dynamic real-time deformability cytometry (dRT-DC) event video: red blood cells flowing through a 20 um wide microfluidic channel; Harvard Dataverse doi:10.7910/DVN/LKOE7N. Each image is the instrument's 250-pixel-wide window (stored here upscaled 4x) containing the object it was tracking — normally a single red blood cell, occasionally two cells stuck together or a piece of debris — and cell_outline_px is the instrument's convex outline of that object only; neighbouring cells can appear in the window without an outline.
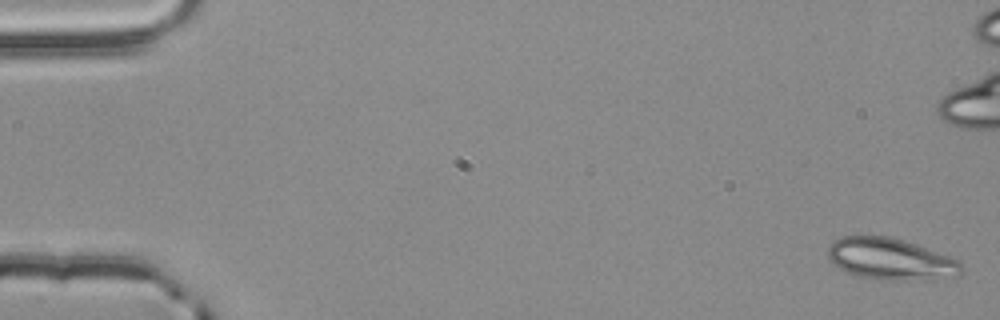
{"species": "common noctule bat (a hibernating species)", "species_latin": "Nyctalus noctula", "temperature_condition": "room temperature", "stored_images_in_passage": 55, "camera_frame_rate_fps": 3000, "um_per_image_px": 0.085, "animal": {"sex": "male", "body_mass_g": 20.4}, "frame": {"image": 1, "passage_image": 1, "time_ms": 0.0, "image_size_px": [1000, 320], "cell_outline_px": [[964, 272], [956, 276], [904, 280], [880, 280], [860, 276], [848, 272], [832, 264], [828, 260], [828, 248], [832, 240], [840, 236], [892, 236], [916, 244], [948, 256], [956, 260], [964, 268]], "centroid_in_image_um": [75.64, 22.0], "position_along_channel_um": 9.4, "area_um2": 32.25}}
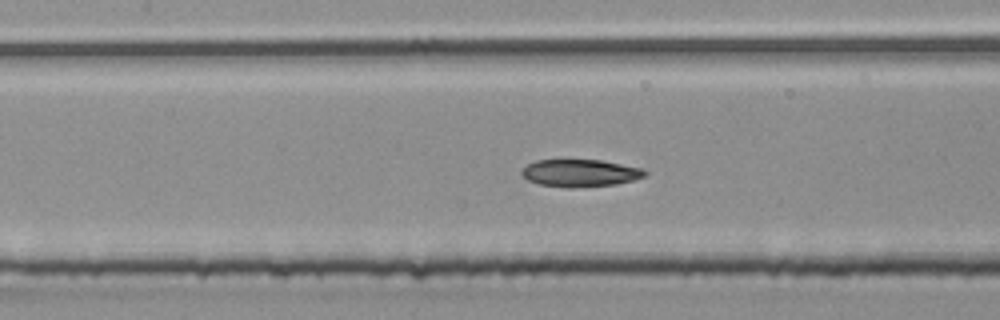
{"frame": {"image": 2, "passage_image": 25, "time_ms": 8.0, "image_size_px": [1000, 320], "cell_outline_px": [[648, 172], [644, 176], [632, 180], [616, 184], [572, 188], [568, 188], [540, 184], [528, 180], [520, 176], [520, 172], [528, 164], [536, 160], [600, 160], [644, 168]], "centroid_in_image_um": [49.3, 14.71], "position_along_channel_um": 158.1, "area_um2": 19.65}}
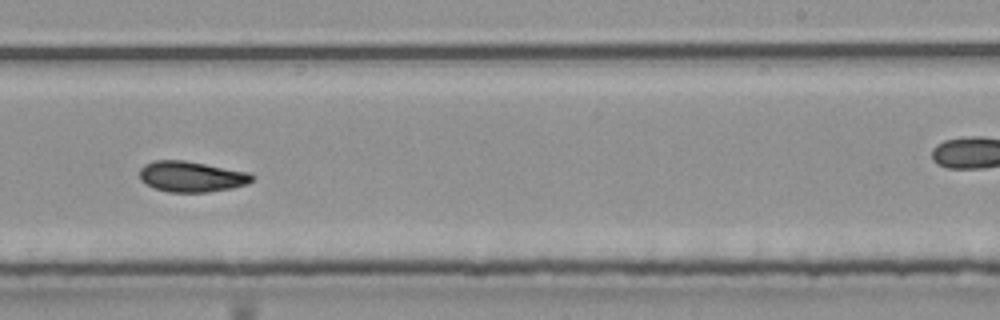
{"frame": {"image": 3, "passage_image": 34, "time_ms": 11.0, "image_size_px": [1000, 320], "cell_outline_px": [[256, 176], [248, 184], [232, 188], [208, 192], [168, 192], [152, 188], [140, 180], [140, 168], [144, 164], [152, 160], [184, 160], [248, 172]], "centroid_in_image_um": [16.25, 15.01], "position_along_channel_um": 272.7, "area_um2": 20.29}, "authors_computed_cell_mechanics": {"area_um2": 20.1144, "velocity_mm_per_s": 3.8387, "shape_relaxation_time_tau1_ms": null, "shape_relaxation_time_tau2_ms": 5.3064, "deformation_change_tau1": null, "deformation_change_tau2": 0.1103}}